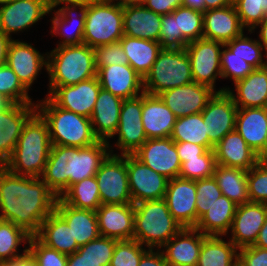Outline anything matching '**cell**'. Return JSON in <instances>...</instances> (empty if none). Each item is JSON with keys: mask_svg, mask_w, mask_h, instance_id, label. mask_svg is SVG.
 Wrapping results in <instances>:
<instances>
[{"mask_svg": "<svg viewBox=\"0 0 267 266\" xmlns=\"http://www.w3.org/2000/svg\"><path fill=\"white\" fill-rule=\"evenodd\" d=\"M110 154L95 174L101 204H129L132 202L127 174V155Z\"/></svg>", "mask_w": 267, "mask_h": 266, "instance_id": "9c48e42d", "label": "cell"}, {"mask_svg": "<svg viewBox=\"0 0 267 266\" xmlns=\"http://www.w3.org/2000/svg\"><path fill=\"white\" fill-rule=\"evenodd\" d=\"M28 253L39 266H67L68 255L43 244L36 236L29 239Z\"/></svg>", "mask_w": 267, "mask_h": 266, "instance_id": "f907efd6", "label": "cell"}, {"mask_svg": "<svg viewBox=\"0 0 267 266\" xmlns=\"http://www.w3.org/2000/svg\"><path fill=\"white\" fill-rule=\"evenodd\" d=\"M234 85L236 94L229 87L220 88L217 92L227 91L237 108L267 107V65L255 68Z\"/></svg>", "mask_w": 267, "mask_h": 266, "instance_id": "83f0119b", "label": "cell"}, {"mask_svg": "<svg viewBox=\"0 0 267 266\" xmlns=\"http://www.w3.org/2000/svg\"><path fill=\"white\" fill-rule=\"evenodd\" d=\"M123 36L122 6L110 0H94L87 5L84 44L95 48L118 42Z\"/></svg>", "mask_w": 267, "mask_h": 266, "instance_id": "ba28073f", "label": "cell"}, {"mask_svg": "<svg viewBox=\"0 0 267 266\" xmlns=\"http://www.w3.org/2000/svg\"><path fill=\"white\" fill-rule=\"evenodd\" d=\"M43 244L70 255L79 248L66 221L54 210L41 224L35 235Z\"/></svg>", "mask_w": 267, "mask_h": 266, "instance_id": "e575fe53", "label": "cell"}, {"mask_svg": "<svg viewBox=\"0 0 267 266\" xmlns=\"http://www.w3.org/2000/svg\"><path fill=\"white\" fill-rule=\"evenodd\" d=\"M238 251V259L245 266H267V249L251 245Z\"/></svg>", "mask_w": 267, "mask_h": 266, "instance_id": "9f6ffc18", "label": "cell"}, {"mask_svg": "<svg viewBox=\"0 0 267 266\" xmlns=\"http://www.w3.org/2000/svg\"><path fill=\"white\" fill-rule=\"evenodd\" d=\"M172 13L177 17L178 33L189 42L203 38V12L179 6Z\"/></svg>", "mask_w": 267, "mask_h": 266, "instance_id": "ee69618b", "label": "cell"}, {"mask_svg": "<svg viewBox=\"0 0 267 266\" xmlns=\"http://www.w3.org/2000/svg\"><path fill=\"white\" fill-rule=\"evenodd\" d=\"M250 202L267 204V165L258 162L247 171Z\"/></svg>", "mask_w": 267, "mask_h": 266, "instance_id": "db71d44e", "label": "cell"}, {"mask_svg": "<svg viewBox=\"0 0 267 266\" xmlns=\"http://www.w3.org/2000/svg\"><path fill=\"white\" fill-rule=\"evenodd\" d=\"M238 108L227 91L215 92L201 112L210 140V150L227 134L235 130Z\"/></svg>", "mask_w": 267, "mask_h": 266, "instance_id": "8fae6325", "label": "cell"}, {"mask_svg": "<svg viewBox=\"0 0 267 266\" xmlns=\"http://www.w3.org/2000/svg\"><path fill=\"white\" fill-rule=\"evenodd\" d=\"M110 147L101 140L87 147L52 145L41 179L59 198L71 185L95 176Z\"/></svg>", "mask_w": 267, "mask_h": 266, "instance_id": "7a4b0ae2", "label": "cell"}, {"mask_svg": "<svg viewBox=\"0 0 267 266\" xmlns=\"http://www.w3.org/2000/svg\"><path fill=\"white\" fill-rule=\"evenodd\" d=\"M11 104L12 102L8 98L0 94V112L6 110Z\"/></svg>", "mask_w": 267, "mask_h": 266, "instance_id": "2644e50d", "label": "cell"}, {"mask_svg": "<svg viewBox=\"0 0 267 266\" xmlns=\"http://www.w3.org/2000/svg\"><path fill=\"white\" fill-rule=\"evenodd\" d=\"M176 119L159 95L142 93V123L147 139L170 137Z\"/></svg>", "mask_w": 267, "mask_h": 266, "instance_id": "484cf974", "label": "cell"}, {"mask_svg": "<svg viewBox=\"0 0 267 266\" xmlns=\"http://www.w3.org/2000/svg\"><path fill=\"white\" fill-rule=\"evenodd\" d=\"M10 0H0V6L8 3Z\"/></svg>", "mask_w": 267, "mask_h": 266, "instance_id": "34e18365", "label": "cell"}, {"mask_svg": "<svg viewBox=\"0 0 267 266\" xmlns=\"http://www.w3.org/2000/svg\"><path fill=\"white\" fill-rule=\"evenodd\" d=\"M253 246H257L259 248L267 249V216L265 219V223L263 224L258 238Z\"/></svg>", "mask_w": 267, "mask_h": 266, "instance_id": "003e7915", "label": "cell"}, {"mask_svg": "<svg viewBox=\"0 0 267 266\" xmlns=\"http://www.w3.org/2000/svg\"><path fill=\"white\" fill-rule=\"evenodd\" d=\"M117 241L100 236L68 255L67 266H109Z\"/></svg>", "mask_w": 267, "mask_h": 266, "instance_id": "8d00e7d4", "label": "cell"}, {"mask_svg": "<svg viewBox=\"0 0 267 266\" xmlns=\"http://www.w3.org/2000/svg\"><path fill=\"white\" fill-rule=\"evenodd\" d=\"M86 7L83 4H66L54 11V15L51 17L52 30L50 29V34L61 37L62 41H59L57 47L83 43ZM75 11H79V15ZM74 13L77 14L78 19L73 15ZM70 29L72 32H69Z\"/></svg>", "mask_w": 267, "mask_h": 266, "instance_id": "4316f807", "label": "cell"}, {"mask_svg": "<svg viewBox=\"0 0 267 266\" xmlns=\"http://www.w3.org/2000/svg\"><path fill=\"white\" fill-rule=\"evenodd\" d=\"M143 5L157 14L166 15L182 6V0H146Z\"/></svg>", "mask_w": 267, "mask_h": 266, "instance_id": "680465c9", "label": "cell"}, {"mask_svg": "<svg viewBox=\"0 0 267 266\" xmlns=\"http://www.w3.org/2000/svg\"><path fill=\"white\" fill-rule=\"evenodd\" d=\"M232 266H245L239 259Z\"/></svg>", "mask_w": 267, "mask_h": 266, "instance_id": "753ad0ef", "label": "cell"}, {"mask_svg": "<svg viewBox=\"0 0 267 266\" xmlns=\"http://www.w3.org/2000/svg\"><path fill=\"white\" fill-rule=\"evenodd\" d=\"M134 237L148 249L162 248L183 227L171 215L164 198L134 204Z\"/></svg>", "mask_w": 267, "mask_h": 266, "instance_id": "8992f818", "label": "cell"}, {"mask_svg": "<svg viewBox=\"0 0 267 266\" xmlns=\"http://www.w3.org/2000/svg\"><path fill=\"white\" fill-rule=\"evenodd\" d=\"M235 0H204L205 11L234 5Z\"/></svg>", "mask_w": 267, "mask_h": 266, "instance_id": "03108f58", "label": "cell"}, {"mask_svg": "<svg viewBox=\"0 0 267 266\" xmlns=\"http://www.w3.org/2000/svg\"><path fill=\"white\" fill-rule=\"evenodd\" d=\"M6 64L29 91L43 67L47 71L48 54H41L30 43L13 38L8 47Z\"/></svg>", "mask_w": 267, "mask_h": 266, "instance_id": "2e32d148", "label": "cell"}, {"mask_svg": "<svg viewBox=\"0 0 267 266\" xmlns=\"http://www.w3.org/2000/svg\"><path fill=\"white\" fill-rule=\"evenodd\" d=\"M112 2H115L116 4L124 7L128 5H143L146 0H110Z\"/></svg>", "mask_w": 267, "mask_h": 266, "instance_id": "89a4df30", "label": "cell"}, {"mask_svg": "<svg viewBox=\"0 0 267 266\" xmlns=\"http://www.w3.org/2000/svg\"><path fill=\"white\" fill-rule=\"evenodd\" d=\"M164 200L171 215L182 227H195L196 211V181L176 177L170 179Z\"/></svg>", "mask_w": 267, "mask_h": 266, "instance_id": "ac0fdd59", "label": "cell"}, {"mask_svg": "<svg viewBox=\"0 0 267 266\" xmlns=\"http://www.w3.org/2000/svg\"><path fill=\"white\" fill-rule=\"evenodd\" d=\"M213 177L223 196L237 205L250 202L246 170L217 164Z\"/></svg>", "mask_w": 267, "mask_h": 266, "instance_id": "74e56055", "label": "cell"}, {"mask_svg": "<svg viewBox=\"0 0 267 266\" xmlns=\"http://www.w3.org/2000/svg\"><path fill=\"white\" fill-rule=\"evenodd\" d=\"M123 99L100 89L90 117L94 135L98 140L110 143L118 125Z\"/></svg>", "mask_w": 267, "mask_h": 266, "instance_id": "f1b7e54d", "label": "cell"}, {"mask_svg": "<svg viewBox=\"0 0 267 266\" xmlns=\"http://www.w3.org/2000/svg\"><path fill=\"white\" fill-rule=\"evenodd\" d=\"M221 196L222 192L213 176L196 180L197 221Z\"/></svg>", "mask_w": 267, "mask_h": 266, "instance_id": "f5cc1de1", "label": "cell"}, {"mask_svg": "<svg viewBox=\"0 0 267 266\" xmlns=\"http://www.w3.org/2000/svg\"><path fill=\"white\" fill-rule=\"evenodd\" d=\"M216 91L210 86L192 82L159 94L176 118L201 113Z\"/></svg>", "mask_w": 267, "mask_h": 266, "instance_id": "d6986e66", "label": "cell"}, {"mask_svg": "<svg viewBox=\"0 0 267 266\" xmlns=\"http://www.w3.org/2000/svg\"><path fill=\"white\" fill-rule=\"evenodd\" d=\"M133 156L169 180L179 177L181 162L170 137L147 139Z\"/></svg>", "mask_w": 267, "mask_h": 266, "instance_id": "5bb4252c", "label": "cell"}, {"mask_svg": "<svg viewBox=\"0 0 267 266\" xmlns=\"http://www.w3.org/2000/svg\"><path fill=\"white\" fill-rule=\"evenodd\" d=\"M31 235L23 228L12 222L0 219V262L19 258L28 252V246H24L23 253H19L21 243H29Z\"/></svg>", "mask_w": 267, "mask_h": 266, "instance_id": "b9f144b4", "label": "cell"}, {"mask_svg": "<svg viewBox=\"0 0 267 266\" xmlns=\"http://www.w3.org/2000/svg\"><path fill=\"white\" fill-rule=\"evenodd\" d=\"M36 103L47 122L52 145L87 147L98 141L90 118L58 107L48 96Z\"/></svg>", "mask_w": 267, "mask_h": 266, "instance_id": "5b68a950", "label": "cell"}, {"mask_svg": "<svg viewBox=\"0 0 267 266\" xmlns=\"http://www.w3.org/2000/svg\"><path fill=\"white\" fill-rule=\"evenodd\" d=\"M57 196L41 178L11 173L0 166V219L35 236L55 210Z\"/></svg>", "mask_w": 267, "mask_h": 266, "instance_id": "6da1fadb", "label": "cell"}, {"mask_svg": "<svg viewBox=\"0 0 267 266\" xmlns=\"http://www.w3.org/2000/svg\"><path fill=\"white\" fill-rule=\"evenodd\" d=\"M224 48V49H223ZM221 51V78L232 79L233 83L246 78L255 68L235 55L225 45Z\"/></svg>", "mask_w": 267, "mask_h": 266, "instance_id": "681fc988", "label": "cell"}, {"mask_svg": "<svg viewBox=\"0 0 267 266\" xmlns=\"http://www.w3.org/2000/svg\"><path fill=\"white\" fill-rule=\"evenodd\" d=\"M118 136L115 142L120 155H133L146 141L142 123V94L122 102L119 115V125L114 134Z\"/></svg>", "mask_w": 267, "mask_h": 266, "instance_id": "7c38bea8", "label": "cell"}, {"mask_svg": "<svg viewBox=\"0 0 267 266\" xmlns=\"http://www.w3.org/2000/svg\"><path fill=\"white\" fill-rule=\"evenodd\" d=\"M224 44L201 38L191 41L185 47L188 54L194 82L215 89L217 78H221V51ZM218 76V77H217Z\"/></svg>", "mask_w": 267, "mask_h": 266, "instance_id": "30bf717a", "label": "cell"}, {"mask_svg": "<svg viewBox=\"0 0 267 266\" xmlns=\"http://www.w3.org/2000/svg\"><path fill=\"white\" fill-rule=\"evenodd\" d=\"M148 250L134 239L117 241L109 266H139Z\"/></svg>", "mask_w": 267, "mask_h": 266, "instance_id": "c3c4849f", "label": "cell"}, {"mask_svg": "<svg viewBox=\"0 0 267 266\" xmlns=\"http://www.w3.org/2000/svg\"><path fill=\"white\" fill-rule=\"evenodd\" d=\"M36 112V104L17 103L0 112V166L9 161L25 124Z\"/></svg>", "mask_w": 267, "mask_h": 266, "instance_id": "ffe728a7", "label": "cell"}, {"mask_svg": "<svg viewBox=\"0 0 267 266\" xmlns=\"http://www.w3.org/2000/svg\"><path fill=\"white\" fill-rule=\"evenodd\" d=\"M205 237L194 227H183L160 249L168 265L197 266Z\"/></svg>", "mask_w": 267, "mask_h": 266, "instance_id": "cb8c5ba5", "label": "cell"}, {"mask_svg": "<svg viewBox=\"0 0 267 266\" xmlns=\"http://www.w3.org/2000/svg\"><path fill=\"white\" fill-rule=\"evenodd\" d=\"M12 40L0 31V67L6 64L8 47Z\"/></svg>", "mask_w": 267, "mask_h": 266, "instance_id": "be15d7a7", "label": "cell"}, {"mask_svg": "<svg viewBox=\"0 0 267 266\" xmlns=\"http://www.w3.org/2000/svg\"><path fill=\"white\" fill-rule=\"evenodd\" d=\"M266 216L267 204L265 203L248 202L237 205L229 239L238 249L254 245Z\"/></svg>", "mask_w": 267, "mask_h": 266, "instance_id": "44dd1931", "label": "cell"}, {"mask_svg": "<svg viewBox=\"0 0 267 266\" xmlns=\"http://www.w3.org/2000/svg\"><path fill=\"white\" fill-rule=\"evenodd\" d=\"M101 89L98 77L57 87L48 97L60 108L90 118Z\"/></svg>", "mask_w": 267, "mask_h": 266, "instance_id": "e0dca14e", "label": "cell"}, {"mask_svg": "<svg viewBox=\"0 0 267 266\" xmlns=\"http://www.w3.org/2000/svg\"><path fill=\"white\" fill-rule=\"evenodd\" d=\"M161 15L144 5L123 7V32L130 37L159 42Z\"/></svg>", "mask_w": 267, "mask_h": 266, "instance_id": "d6a6232c", "label": "cell"}, {"mask_svg": "<svg viewBox=\"0 0 267 266\" xmlns=\"http://www.w3.org/2000/svg\"><path fill=\"white\" fill-rule=\"evenodd\" d=\"M66 204L78 209L96 211L102 204L95 176L71 185L60 197Z\"/></svg>", "mask_w": 267, "mask_h": 266, "instance_id": "ab89813d", "label": "cell"}, {"mask_svg": "<svg viewBox=\"0 0 267 266\" xmlns=\"http://www.w3.org/2000/svg\"><path fill=\"white\" fill-rule=\"evenodd\" d=\"M157 250V251H156ZM149 249L139 262V266H168L161 249ZM156 251V252H155Z\"/></svg>", "mask_w": 267, "mask_h": 266, "instance_id": "91938a15", "label": "cell"}, {"mask_svg": "<svg viewBox=\"0 0 267 266\" xmlns=\"http://www.w3.org/2000/svg\"><path fill=\"white\" fill-rule=\"evenodd\" d=\"M159 42L162 49L181 50L189 41L178 33L177 17L173 13L161 15V29Z\"/></svg>", "mask_w": 267, "mask_h": 266, "instance_id": "816d5d0a", "label": "cell"}, {"mask_svg": "<svg viewBox=\"0 0 267 266\" xmlns=\"http://www.w3.org/2000/svg\"><path fill=\"white\" fill-rule=\"evenodd\" d=\"M48 10L51 14L52 12L55 11V8L60 6L61 4L66 5V4H83V5H88L94 0H44Z\"/></svg>", "mask_w": 267, "mask_h": 266, "instance_id": "6125c7cd", "label": "cell"}, {"mask_svg": "<svg viewBox=\"0 0 267 266\" xmlns=\"http://www.w3.org/2000/svg\"><path fill=\"white\" fill-rule=\"evenodd\" d=\"M103 90L123 100L140 96L143 92V78L129 65L103 66L97 71Z\"/></svg>", "mask_w": 267, "mask_h": 266, "instance_id": "603a6c76", "label": "cell"}, {"mask_svg": "<svg viewBox=\"0 0 267 266\" xmlns=\"http://www.w3.org/2000/svg\"><path fill=\"white\" fill-rule=\"evenodd\" d=\"M235 130L259 155L267 143V107L238 108Z\"/></svg>", "mask_w": 267, "mask_h": 266, "instance_id": "1f68e13d", "label": "cell"}, {"mask_svg": "<svg viewBox=\"0 0 267 266\" xmlns=\"http://www.w3.org/2000/svg\"><path fill=\"white\" fill-rule=\"evenodd\" d=\"M216 163L225 167L240 168L249 171L258 161V155L234 130L227 133L214 147Z\"/></svg>", "mask_w": 267, "mask_h": 266, "instance_id": "4dcf8cb0", "label": "cell"}, {"mask_svg": "<svg viewBox=\"0 0 267 266\" xmlns=\"http://www.w3.org/2000/svg\"><path fill=\"white\" fill-rule=\"evenodd\" d=\"M0 266H39L27 252L25 255L8 261H1Z\"/></svg>", "mask_w": 267, "mask_h": 266, "instance_id": "94428289", "label": "cell"}, {"mask_svg": "<svg viewBox=\"0 0 267 266\" xmlns=\"http://www.w3.org/2000/svg\"><path fill=\"white\" fill-rule=\"evenodd\" d=\"M129 65L144 78L162 50L160 42L124 35L120 40Z\"/></svg>", "mask_w": 267, "mask_h": 266, "instance_id": "d590c367", "label": "cell"}, {"mask_svg": "<svg viewBox=\"0 0 267 266\" xmlns=\"http://www.w3.org/2000/svg\"><path fill=\"white\" fill-rule=\"evenodd\" d=\"M241 25L252 31L267 15V0H235Z\"/></svg>", "mask_w": 267, "mask_h": 266, "instance_id": "7dc6e473", "label": "cell"}, {"mask_svg": "<svg viewBox=\"0 0 267 266\" xmlns=\"http://www.w3.org/2000/svg\"><path fill=\"white\" fill-rule=\"evenodd\" d=\"M99 232L102 237L131 240L134 237V204H102L97 210Z\"/></svg>", "mask_w": 267, "mask_h": 266, "instance_id": "7402d4cb", "label": "cell"}, {"mask_svg": "<svg viewBox=\"0 0 267 266\" xmlns=\"http://www.w3.org/2000/svg\"><path fill=\"white\" fill-rule=\"evenodd\" d=\"M127 174L133 204L165 197L169 179L127 155Z\"/></svg>", "mask_w": 267, "mask_h": 266, "instance_id": "4fadbf2b", "label": "cell"}, {"mask_svg": "<svg viewBox=\"0 0 267 266\" xmlns=\"http://www.w3.org/2000/svg\"><path fill=\"white\" fill-rule=\"evenodd\" d=\"M258 161L267 165V143L261 153L258 155Z\"/></svg>", "mask_w": 267, "mask_h": 266, "instance_id": "8c879c8a", "label": "cell"}, {"mask_svg": "<svg viewBox=\"0 0 267 266\" xmlns=\"http://www.w3.org/2000/svg\"><path fill=\"white\" fill-rule=\"evenodd\" d=\"M234 38L224 45L235 55L240 56L254 68H261L267 65V52L263 45L258 41L244 35ZM265 54H263L264 52ZM266 57V60L263 58Z\"/></svg>", "mask_w": 267, "mask_h": 266, "instance_id": "7bdbcfd3", "label": "cell"}, {"mask_svg": "<svg viewBox=\"0 0 267 266\" xmlns=\"http://www.w3.org/2000/svg\"><path fill=\"white\" fill-rule=\"evenodd\" d=\"M223 236H206L203 239L197 266H232L238 259V248Z\"/></svg>", "mask_w": 267, "mask_h": 266, "instance_id": "f35d334b", "label": "cell"}, {"mask_svg": "<svg viewBox=\"0 0 267 266\" xmlns=\"http://www.w3.org/2000/svg\"><path fill=\"white\" fill-rule=\"evenodd\" d=\"M244 32L234 5L203 12V38L223 44Z\"/></svg>", "mask_w": 267, "mask_h": 266, "instance_id": "d4e9b609", "label": "cell"}, {"mask_svg": "<svg viewBox=\"0 0 267 266\" xmlns=\"http://www.w3.org/2000/svg\"><path fill=\"white\" fill-rule=\"evenodd\" d=\"M182 6L189 7L201 12L205 11L204 0H182Z\"/></svg>", "mask_w": 267, "mask_h": 266, "instance_id": "a7ac6f4b", "label": "cell"}, {"mask_svg": "<svg viewBox=\"0 0 267 266\" xmlns=\"http://www.w3.org/2000/svg\"><path fill=\"white\" fill-rule=\"evenodd\" d=\"M237 204L226 196L219 197L215 203L197 221L194 228L206 236L228 235Z\"/></svg>", "mask_w": 267, "mask_h": 266, "instance_id": "836d02e7", "label": "cell"}, {"mask_svg": "<svg viewBox=\"0 0 267 266\" xmlns=\"http://www.w3.org/2000/svg\"><path fill=\"white\" fill-rule=\"evenodd\" d=\"M216 166L214 150H207L199 158L187 159L181 163L179 177L194 181L209 178L214 175Z\"/></svg>", "mask_w": 267, "mask_h": 266, "instance_id": "bcb514c9", "label": "cell"}, {"mask_svg": "<svg viewBox=\"0 0 267 266\" xmlns=\"http://www.w3.org/2000/svg\"><path fill=\"white\" fill-rule=\"evenodd\" d=\"M170 138L174 142H190L210 150V140L201 113L177 118Z\"/></svg>", "mask_w": 267, "mask_h": 266, "instance_id": "60d3db41", "label": "cell"}, {"mask_svg": "<svg viewBox=\"0 0 267 266\" xmlns=\"http://www.w3.org/2000/svg\"><path fill=\"white\" fill-rule=\"evenodd\" d=\"M48 53L49 96L57 87L76 85L97 76L94 48L79 45L56 47Z\"/></svg>", "mask_w": 267, "mask_h": 266, "instance_id": "277c9868", "label": "cell"}, {"mask_svg": "<svg viewBox=\"0 0 267 266\" xmlns=\"http://www.w3.org/2000/svg\"><path fill=\"white\" fill-rule=\"evenodd\" d=\"M52 143L47 122L36 112L25 124L9 161L11 173L41 178Z\"/></svg>", "mask_w": 267, "mask_h": 266, "instance_id": "3957f363", "label": "cell"}, {"mask_svg": "<svg viewBox=\"0 0 267 266\" xmlns=\"http://www.w3.org/2000/svg\"><path fill=\"white\" fill-rule=\"evenodd\" d=\"M55 211L66 221L73 234V241L83 246L100 237L96 211L78 209L57 198Z\"/></svg>", "mask_w": 267, "mask_h": 266, "instance_id": "f546056e", "label": "cell"}, {"mask_svg": "<svg viewBox=\"0 0 267 266\" xmlns=\"http://www.w3.org/2000/svg\"><path fill=\"white\" fill-rule=\"evenodd\" d=\"M94 51L97 71L103 66L112 64H129L128 57L126 56L120 41L95 47Z\"/></svg>", "mask_w": 267, "mask_h": 266, "instance_id": "11a10c76", "label": "cell"}, {"mask_svg": "<svg viewBox=\"0 0 267 266\" xmlns=\"http://www.w3.org/2000/svg\"><path fill=\"white\" fill-rule=\"evenodd\" d=\"M194 82L188 54L184 49H162L143 78L144 92L159 95L168 89Z\"/></svg>", "mask_w": 267, "mask_h": 266, "instance_id": "52a82bcc", "label": "cell"}, {"mask_svg": "<svg viewBox=\"0 0 267 266\" xmlns=\"http://www.w3.org/2000/svg\"><path fill=\"white\" fill-rule=\"evenodd\" d=\"M47 14L44 0H10L0 6V31L12 39V33L28 30Z\"/></svg>", "mask_w": 267, "mask_h": 266, "instance_id": "9a60e30c", "label": "cell"}, {"mask_svg": "<svg viewBox=\"0 0 267 266\" xmlns=\"http://www.w3.org/2000/svg\"><path fill=\"white\" fill-rule=\"evenodd\" d=\"M258 27L260 28L258 41L263 45L267 52V15L259 25H257L252 31H248V33H253Z\"/></svg>", "mask_w": 267, "mask_h": 266, "instance_id": "e7e4bbea", "label": "cell"}, {"mask_svg": "<svg viewBox=\"0 0 267 266\" xmlns=\"http://www.w3.org/2000/svg\"><path fill=\"white\" fill-rule=\"evenodd\" d=\"M28 90L19 81L14 71L7 65L0 67V94L12 103L36 104L28 95Z\"/></svg>", "mask_w": 267, "mask_h": 266, "instance_id": "f6af8a7d", "label": "cell"}, {"mask_svg": "<svg viewBox=\"0 0 267 266\" xmlns=\"http://www.w3.org/2000/svg\"><path fill=\"white\" fill-rule=\"evenodd\" d=\"M180 162H186L187 159L199 158L207 149L190 142H175Z\"/></svg>", "mask_w": 267, "mask_h": 266, "instance_id": "6f0895ef", "label": "cell"}]
</instances>
